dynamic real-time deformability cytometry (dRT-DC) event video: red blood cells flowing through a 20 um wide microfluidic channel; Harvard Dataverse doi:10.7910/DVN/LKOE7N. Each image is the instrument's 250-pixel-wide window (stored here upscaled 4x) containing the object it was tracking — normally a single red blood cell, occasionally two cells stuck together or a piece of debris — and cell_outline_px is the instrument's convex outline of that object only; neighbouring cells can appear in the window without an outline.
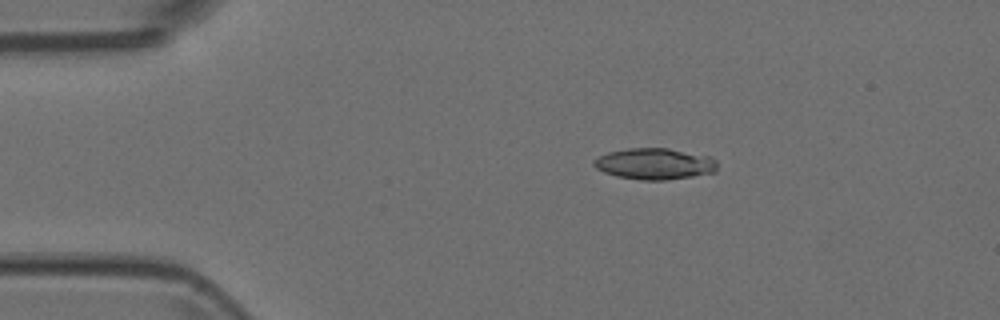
{"species": "Egyptian fruit bat (a non-hibernating species)", "species_latin": "Rousettus aegyptiacus", "temperature_condition": "room temperature", "stored_images_in_passage": 6, "segment_of_instrument_passage": [1, 2], "camera_frame_rate_fps": 3000, "um_per_image_px": 0.085, "animal": {"sex": "female"}, "frame": {"image": 1, "passage_image": 3, "time_ms": 0.667, "image_size_px": [1000, 320], "cell_outline_px": [[716, 172], [692, 176], [664, 180], [640, 180], [616, 176], [604, 172], [596, 168], [592, 164], [592, 160], [608, 152], [628, 148], [668, 148], [712, 156], [716, 160]], "centroid_in_image_um": [55.64, 13.92], "position_along_channel_um": 29.4, "area_um2": 22.6}}